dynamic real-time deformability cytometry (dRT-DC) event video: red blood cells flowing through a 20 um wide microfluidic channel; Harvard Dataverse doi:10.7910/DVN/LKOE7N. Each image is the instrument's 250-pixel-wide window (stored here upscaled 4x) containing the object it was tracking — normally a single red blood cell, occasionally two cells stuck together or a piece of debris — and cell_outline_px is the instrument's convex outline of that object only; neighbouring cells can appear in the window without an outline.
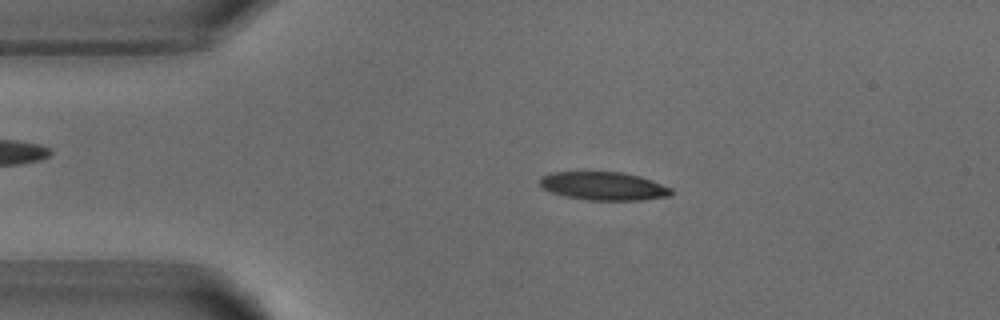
{"species": "common noctule bat (a hibernating species)", "species_latin": "Nyctalus noctula", "temperature_condition": "warm", "stored_images_in_passage": 50, "camera_frame_rate_fps": 3000, "um_per_image_px": 0.085, "animal": {"sex": "male", "body_mass_g": 18.8}, "frame": {"image": 1, "passage_image": 9, "time_ms": 2.667, "image_size_px": [1000, 320], "cell_outline_px": [[672, 192], [668, 196], [640, 200], [588, 200], [568, 196], [552, 192], [544, 188], [540, 184], [540, 176], [552, 172], [624, 172], [640, 176], [652, 180], [672, 188]], "centroid_in_image_um": [51.32, 15.8], "position_along_channel_um": 33.7, "area_um2": 21.5}}
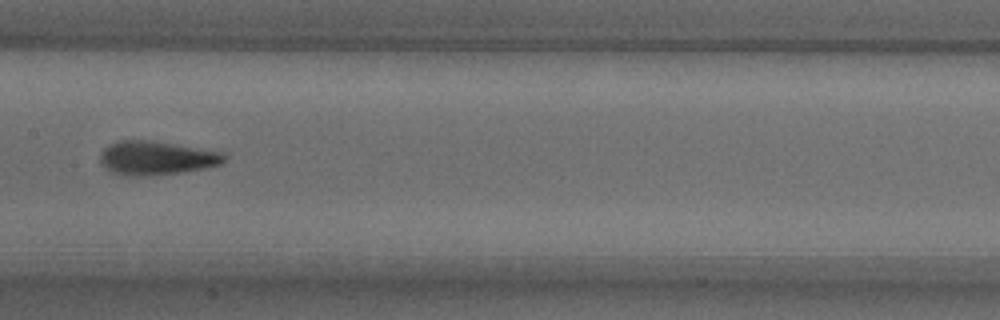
{"frame": {"image": 2, "passage_image": 24, "time_ms": 7.667, "image_size_px": [1000, 320], "cell_outline_px": [[228, 156], [220, 164], [204, 168], [184, 172], [148, 176], [128, 176], [112, 172], [100, 164], [100, 152], [108, 144], [120, 140], [152, 140], [224, 152]], "centroid_in_image_um": [13.28, 13.42], "position_along_channel_um": 194.1, "area_um2": 24.74}}
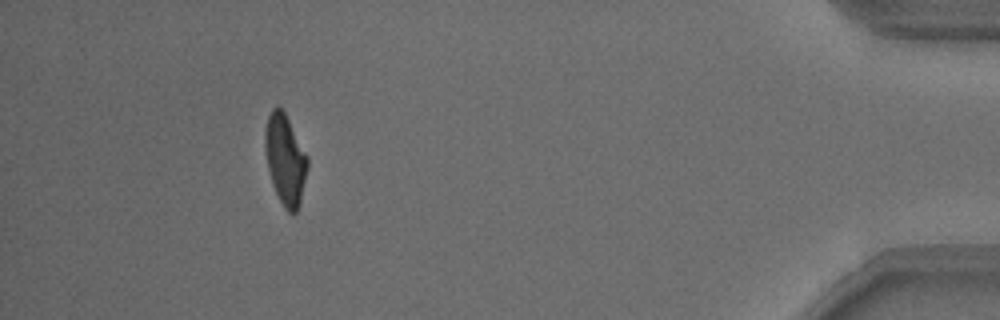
{"frame": {"image": 3, "passage_image": 46, "time_ms": 15.0, "image_size_px": [1000, 320], "cell_outline_px": [[308, 168], [300, 204], [296, 212], [288, 212], [284, 208], [272, 184], [268, 168], [264, 148], [264, 128], [268, 116], [272, 108], [276, 104], [284, 112], [308, 156]], "centroid_in_image_um": [24.24, 13.55], "position_along_channel_um": 411.0, "area_um2": 22.43}, "authors_computed_cell_mechanics": {"area_um2": 22.7732, "velocity_mm_per_s": 3.8418, "shape_relaxation_time_tau1_ms": 2.6697, "shape_relaxation_time_tau2_ms": 1.5958, "deformation_change_tau1": 0.1821, "deformation_change_tau2": 0.0993}}